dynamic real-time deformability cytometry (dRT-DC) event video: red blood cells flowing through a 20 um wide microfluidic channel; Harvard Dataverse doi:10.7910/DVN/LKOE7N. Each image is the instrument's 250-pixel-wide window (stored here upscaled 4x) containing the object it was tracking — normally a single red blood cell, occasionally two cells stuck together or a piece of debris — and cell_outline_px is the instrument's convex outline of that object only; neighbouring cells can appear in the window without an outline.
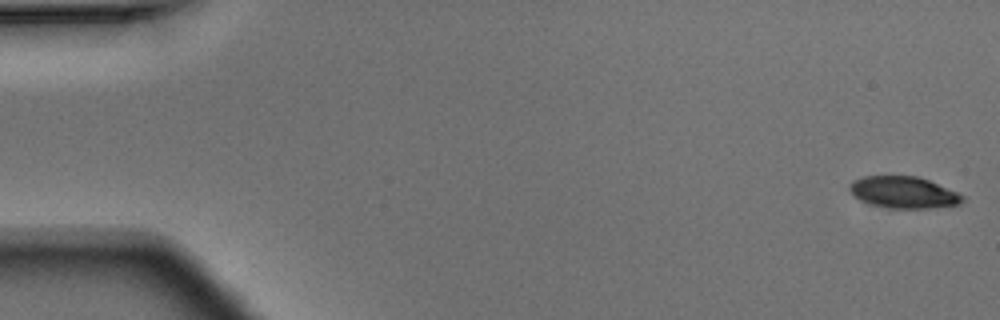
{"species": "Egyptian fruit bat (a non-hibernating species)", "species_latin": "Rousettus aegyptiacus", "temperature_condition": "warm", "stored_images_in_passage": 5, "camera_frame_rate_fps": 3000, "um_per_image_px": 0.085, "animal": {"sex": "male"}, "frame": {"image": 1, "passage_image": 1, "time_ms": 0.0, "image_size_px": [1000, 320], "cell_outline_px": [[964, 200], [960, 204], [928, 208], [888, 208], [868, 204], [860, 200], [848, 188], [848, 184], [852, 180], [864, 176], [916, 176], [928, 180], [956, 192], [964, 196]], "centroid_in_image_um": [76.76, 16.35], "position_along_channel_um": 8.2, "area_um2": 20.75}}
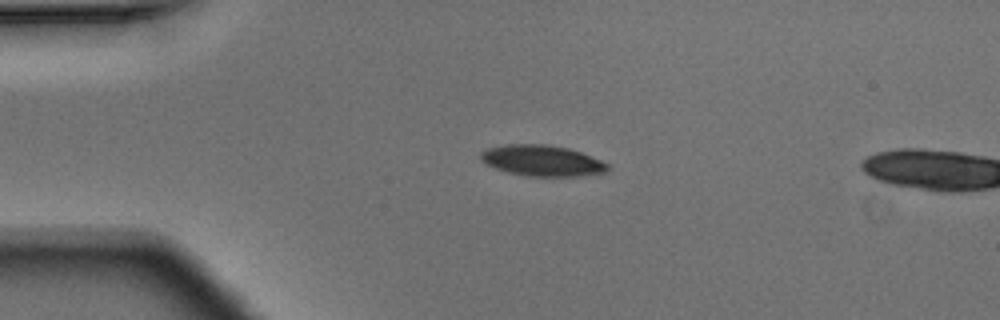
{"frame": {"image": 2, "passage_image": 4, "time_ms": 1.0, "image_size_px": [1000, 320], "cell_outline_px": [[612, 168], [604, 172], [576, 176], [528, 176], [508, 172], [496, 168], [480, 160], [480, 152], [488, 148], [508, 144], [548, 144], [568, 148], [580, 152], [600, 160], [608, 164]], "centroid_in_image_um": [46.07, 13.65], "position_along_channel_um": 38.9, "area_um2": 22.72}}